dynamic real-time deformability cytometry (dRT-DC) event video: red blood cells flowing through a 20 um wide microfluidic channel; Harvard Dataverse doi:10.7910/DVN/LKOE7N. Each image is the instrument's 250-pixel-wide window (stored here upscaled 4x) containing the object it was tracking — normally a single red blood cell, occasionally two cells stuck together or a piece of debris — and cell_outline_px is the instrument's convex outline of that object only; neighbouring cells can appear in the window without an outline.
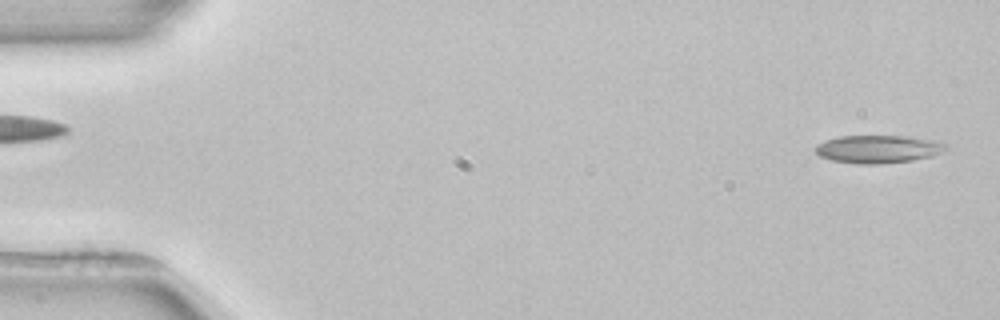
{"species": "common noctule bat (a hibernating species)", "species_latin": "Nyctalus noctula", "temperature_condition": "room temperature", "stored_images_in_passage": 5, "segment_of_instrument_passage": [2, 2], "camera_frame_rate_fps": 3000, "um_per_image_px": 0.085, "animal": {"sex": "female", "body_mass_g": 22.7, "forearm_length_mm": 54.2}, "frame": {"image": 1, "passage_image": 5, "time_ms": 5.333, "image_size_px": [1000, 320], "cell_outline_px": [[948, 148], [932, 156], [912, 160], [884, 164], [856, 164], [832, 160], [820, 156], [816, 152], [816, 144], [824, 140], [840, 136], [904, 136], [932, 140], [948, 144]], "centroid_in_image_um": [74.62, 12.68], "position_along_channel_um": 10.4, "area_um2": 21.21}}